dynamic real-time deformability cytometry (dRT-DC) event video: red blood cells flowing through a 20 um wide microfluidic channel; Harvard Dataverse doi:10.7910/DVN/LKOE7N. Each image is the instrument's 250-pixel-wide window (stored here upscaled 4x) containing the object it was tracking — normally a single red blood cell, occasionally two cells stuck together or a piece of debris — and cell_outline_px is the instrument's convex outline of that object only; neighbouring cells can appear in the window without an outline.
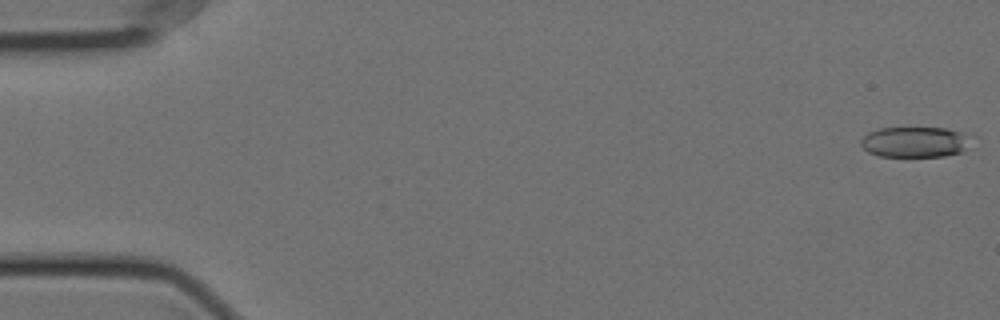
{"species": "Egyptian fruit bat (a non-hibernating species)", "species_latin": "Rousettus aegyptiacus", "temperature_condition": "cold", "stored_images_in_passage": 57, "camera_frame_rate_fps": 3000, "um_per_image_px": 0.085, "animal": {"sex": "female"}, "frame": {"image": 1, "passage_image": 1, "time_ms": 0.0, "image_size_px": [1000, 320], "cell_outline_px": [[964, 148], [960, 152], [944, 156], [880, 156], [868, 152], [860, 144], [860, 140], [868, 132], [880, 128], [944, 128], [960, 132], [964, 136]], "centroid_in_image_um": [77.62, 12.07], "position_along_channel_um": 7.4, "area_um2": 18.96}}
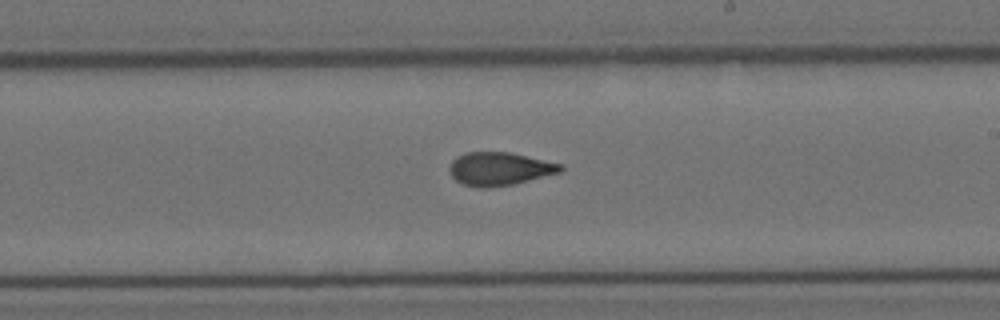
{"frame": {"image": 2, "passage_image": 33, "time_ms": 10.667, "image_size_px": [1000, 320], "cell_outline_px": [[564, 168], [560, 172], [512, 184], [488, 188], [480, 188], [464, 184], [456, 180], [448, 172], [448, 168], [452, 160], [456, 156], [464, 152], [508, 152], [564, 164]], "centroid_in_image_um": [42.42, 14.34], "position_along_channel_um": 246.6, "area_um2": 21.5}}
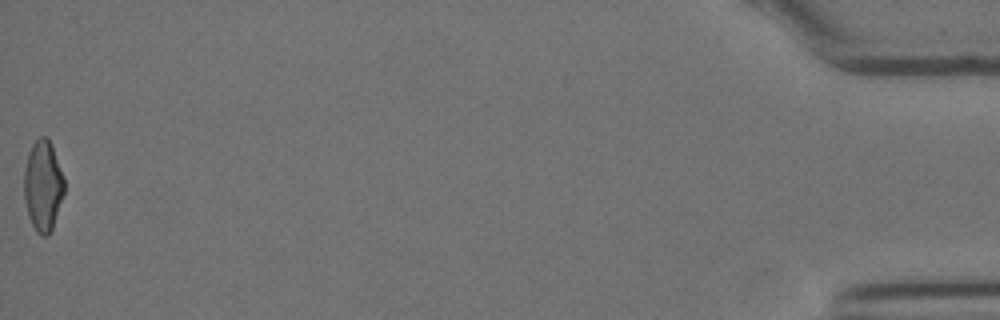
{"frame": {"image": 3, "passage_image": 57, "time_ms": 18.667, "image_size_px": [1000, 320], "cell_outline_px": [[64, 192], [52, 228], [48, 236], [40, 236], [36, 232], [28, 216], [24, 200], [24, 168], [32, 144], [40, 136], [48, 136], [52, 144], [64, 176]], "centroid_in_image_um": [3.65, 15.77], "position_along_channel_um": 431.5, "area_um2": 21.39}, "authors_computed_cell_mechanics": {"area_um2": 21.5016, "velocity_mm_per_s": 3.5637, "shape_relaxation_time_tau1_ms": 5.2879, "shape_relaxation_time_tau2_ms": 2.1651, "deformation_change_tau1": 0.1535, "deformation_change_tau2": 0.0892}}